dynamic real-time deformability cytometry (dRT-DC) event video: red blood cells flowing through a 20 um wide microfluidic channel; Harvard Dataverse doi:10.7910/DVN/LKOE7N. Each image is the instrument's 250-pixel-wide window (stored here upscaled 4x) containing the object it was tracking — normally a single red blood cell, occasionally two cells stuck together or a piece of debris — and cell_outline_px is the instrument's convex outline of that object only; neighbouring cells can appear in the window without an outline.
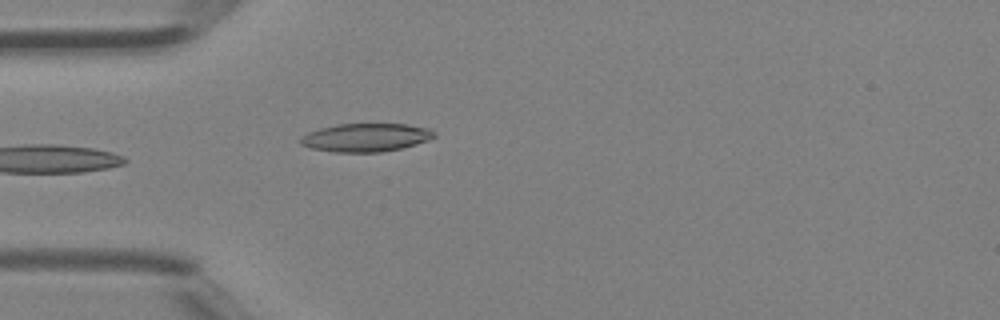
{"species": "Egyptian fruit bat (a non-hibernating species)", "species_latin": "Rousettus aegyptiacus", "temperature_condition": "room temperature", "stored_images_in_passage": 2, "camera_frame_rate_fps": 3000, "um_per_image_px": 0.085, "animal": {"sex": "female"}, "frame": {"image": 1, "passage_image": 1, "time_ms": 0.0, "image_size_px": [1000, 320], "cell_outline_px": [[436, 136], [428, 140], [416, 144], [400, 148], [380, 152], [336, 152], [312, 148], [300, 144], [300, 140], [308, 132], [320, 128], [336, 124], [408, 124], [428, 128], [436, 132]], "centroid_in_image_um": [31.12, 11.68], "position_along_channel_um": 53.9, "area_um2": 21.91}}